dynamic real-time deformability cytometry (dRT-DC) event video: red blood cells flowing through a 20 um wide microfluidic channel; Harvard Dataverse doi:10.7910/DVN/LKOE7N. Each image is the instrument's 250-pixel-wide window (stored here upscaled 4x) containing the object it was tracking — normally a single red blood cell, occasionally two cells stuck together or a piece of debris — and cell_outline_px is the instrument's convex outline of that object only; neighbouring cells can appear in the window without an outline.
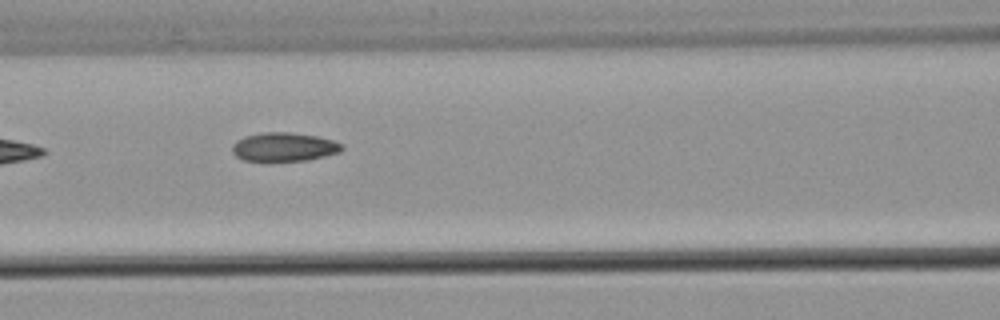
{"species": "common noctule bat (a hibernating species)", "species_latin": "Nyctalus noctula", "temperature_condition": "warm", "stored_images_in_passage": 6, "camera_frame_rate_fps": 3000, "um_per_image_px": 0.085, "animal": {"sex": "male", "body_mass_g": 21.5, "forearm_length_mm": 52.0}, "frame": {"image": 1, "passage_image": 5, "time_ms": 5.667, "image_size_px": [1000, 320], "cell_outline_px": [[344, 148], [340, 152], [308, 160], [244, 160], [236, 156], [232, 152], [232, 144], [236, 140], [244, 136], [264, 132], [288, 132], [316, 136], [332, 140], [344, 144]], "centroid_in_image_um": [24.14, 12.48], "position_along_channel_um": 142.5, "area_um2": 18.26}}